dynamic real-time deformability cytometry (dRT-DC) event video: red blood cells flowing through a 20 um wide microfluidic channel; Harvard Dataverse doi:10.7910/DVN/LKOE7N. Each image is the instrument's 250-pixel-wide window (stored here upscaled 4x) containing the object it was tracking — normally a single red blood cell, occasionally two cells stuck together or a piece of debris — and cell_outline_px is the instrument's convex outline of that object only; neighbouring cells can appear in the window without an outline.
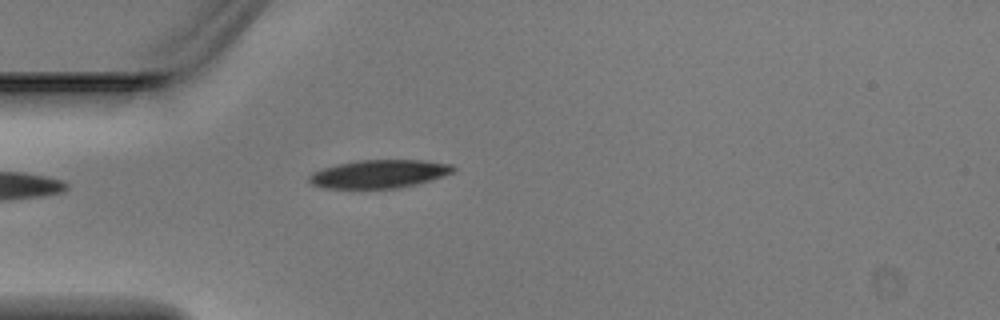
{"species": "Egyptian fruit bat (a non-hibernating species)", "species_latin": "Rousettus aegyptiacus", "temperature_condition": "warm", "stored_images_in_passage": 1, "camera_frame_rate_fps": 3000, "um_per_image_px": 0.085, "animal": {"sex": "male"}, "frame": {"image": 1, "passage_image": 1, "time_ms": 0.0, "image_size_px": [1000, 320], "cell_outline_px": [[456, 168], [452, 172], [428, 180], [400, 188], [324, 188], [312, 184], [308, 180], [308, 176], [312, 172], [336, 164], [360, 160], [424, 160], [452, 164]], "centroid_in_image_um": [32.19, 14.77], "position_along_channel_um": 52.8, "area_um2": 23.47}}